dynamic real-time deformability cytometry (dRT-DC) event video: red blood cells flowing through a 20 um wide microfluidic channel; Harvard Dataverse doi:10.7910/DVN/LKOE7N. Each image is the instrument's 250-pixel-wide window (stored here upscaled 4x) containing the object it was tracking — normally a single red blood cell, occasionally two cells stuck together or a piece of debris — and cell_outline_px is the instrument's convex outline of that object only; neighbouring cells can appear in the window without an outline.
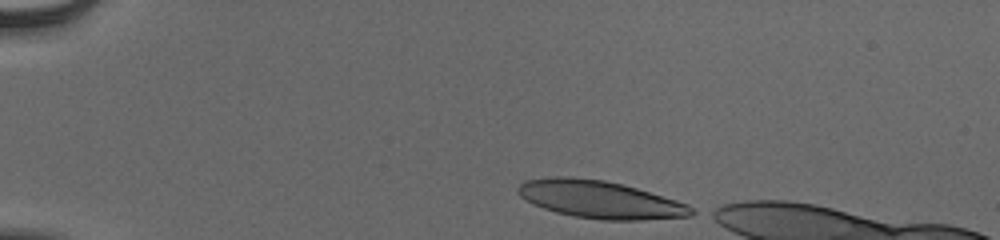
{"species": "human", "species_latin": "Homo sapiens", "temperature_condition": "cold", "stored_images_in_passage": 37, "camera_frame_rate_fps": 3000, "um_per_image_px": 0.085, "donor": {"sex": "male"}, "frame": {"image": 1, "passage_image": 1, "time_ms": 0.0, "image_size_px": [1000, 240], "cell_outline_px": [[700, 212], [692, 216], [640, 220], [600, 220], [576, 216], [556, 212], [532, 204], [520, 196], [516, 192], [516, 188], [524, 180], [552, 176], [572, 176], [604, 180], [636, 188], [676, 200], [688, 204]], "centroid_in_image_um": [51.0, 16.95], "position_along_channel_um": 34.0, "area_um2": 38.21}}
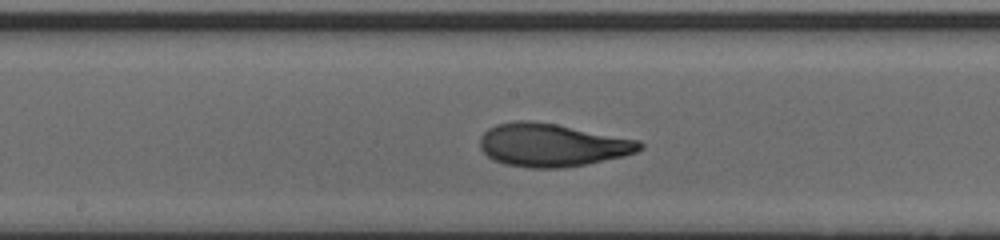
{"frame": {"image": 2, "passage_image": 20, "time_ms": 6.333, "image_size_px": [1000, 240], "cell_outline_px": [[644, 148], [636, 152], [624, 156], [584, 164], [560, 168], [528, 168], [504, 164], [488, 156], [480, 148], [480, 136], [488, 128], [496, 124], [516, 120], [528, 120], [556, 124], [640, 140], [644, 144]], "centroid_in_image_um": [46.92, 12.32], "position_along_channel_um": 201.3, "area_um2": 40.11}}
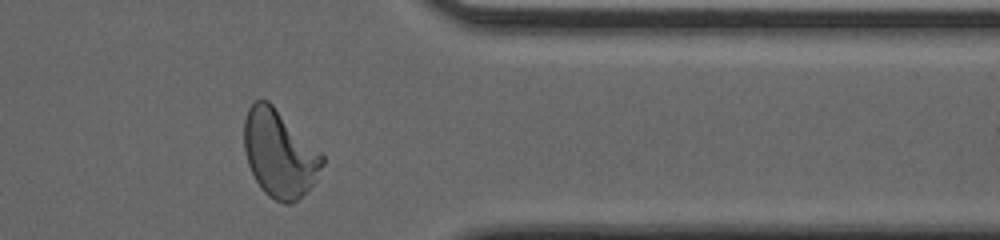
{"frame": {"image": 3, "passage_image": 35, "time_ms": 11.333, "image_size_px": [1000, 240], "cell_outline_px": [[324, 164], [316, 180], [292, 204], [284, 204], [268, 196], [260, 188], [248, 164], [244, 152], [244, 120], [248, 108], [256, 100], [268, 100], [324, 156]], "centroid_in_image_um": [23.73, 13.06], "position_along_channel_um": 387.7, "area_um2": 39.3}, "authors_computed_cell_mechanics": {"area_um2": 38.6682, "velocity_mm_per_s": 3.8695, "shape_relaxation_time_tau1_ms": 4.7798, "shape_relaxation_time_tau2_ms": 1.0609, "deformation_change_tau1": 0.2262, "deformation_change_tau2": 0.0766}}